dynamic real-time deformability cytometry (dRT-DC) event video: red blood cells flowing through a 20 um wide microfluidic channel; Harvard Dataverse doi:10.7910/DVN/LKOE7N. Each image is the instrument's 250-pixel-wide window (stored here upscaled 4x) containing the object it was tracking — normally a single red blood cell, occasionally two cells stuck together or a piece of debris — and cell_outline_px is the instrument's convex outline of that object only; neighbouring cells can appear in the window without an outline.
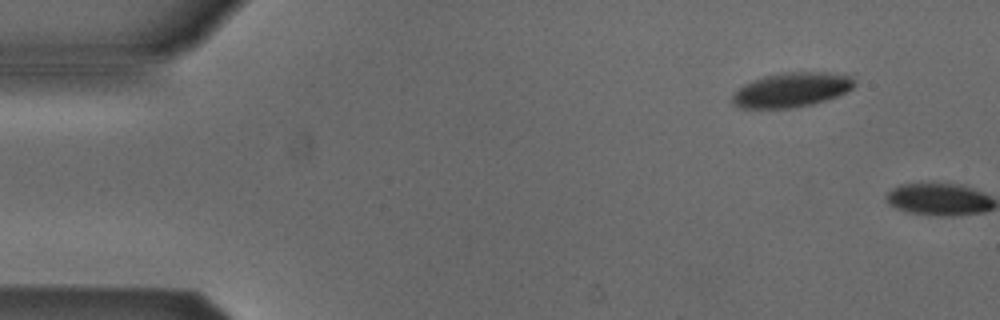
{"species": "Egyptian fruit bat (a non-hibernating species)", "species_latin": "Rousettus aegyptiacus", "temperature_condition": "cold", "stored_images_in_passage": 2, "camera_frame_rate_fps": 3000, "um_per_image_px": 0.085, "animal": {"sex": "male"}, "frame": {"image": 1, "passage_image": 1, "time_ms": 0.0, "image_size_px": [1000, 320], "cell_outline_px": [[856, 84], [852, 88], [836, 96], [812, 104], [792, 108], [740, 108], [732, 104], [732, 96], [744, 84], [764, 76], [784, 72], [828, 72], [852, 76], [856, 80]], "centroid_in_image_um": [67.29, 7.63], "position_along_channel_um": 17.7, "area_um2": 24.45}}